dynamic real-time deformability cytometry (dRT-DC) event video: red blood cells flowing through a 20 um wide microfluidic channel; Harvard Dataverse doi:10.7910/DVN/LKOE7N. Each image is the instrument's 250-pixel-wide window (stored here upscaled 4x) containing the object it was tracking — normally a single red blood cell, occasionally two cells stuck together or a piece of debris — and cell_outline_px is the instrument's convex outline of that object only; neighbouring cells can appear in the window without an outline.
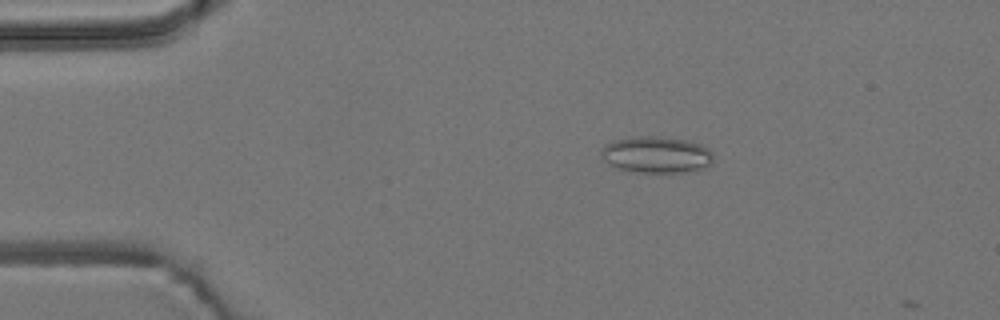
{"species": "common noctule bat (a hibernating species)", "species_latin": "Nyctalus noctula", "temperature_condition": "room temperature", "stored_images_in_passage": 4, "camera_frame_rate_fps": 3000, "um_per_image_px": 0.085, "animal": {"sex": "male", "body_mass_g": 19.2, "forearm_length_mm": 51.8}, "frame": {"image": 1, "passage_image": 3, "time_ms": 2.333, "image_size_px": [1000, 320], "cell_outline_px": [[712, 164], [700, 168], [684, 172], [636, 172], [620, 168], [604, 160], [600, 156], [600, 148], [604, 144], [612, 140], [640, 136], [656, 136], [684, 140], [700, 144], [708, 148], [712, 152]], "centroid_in_image_um": [55.76, 13.13], "position_along_channel_um": 29.2, "area_um2": 23.7}}